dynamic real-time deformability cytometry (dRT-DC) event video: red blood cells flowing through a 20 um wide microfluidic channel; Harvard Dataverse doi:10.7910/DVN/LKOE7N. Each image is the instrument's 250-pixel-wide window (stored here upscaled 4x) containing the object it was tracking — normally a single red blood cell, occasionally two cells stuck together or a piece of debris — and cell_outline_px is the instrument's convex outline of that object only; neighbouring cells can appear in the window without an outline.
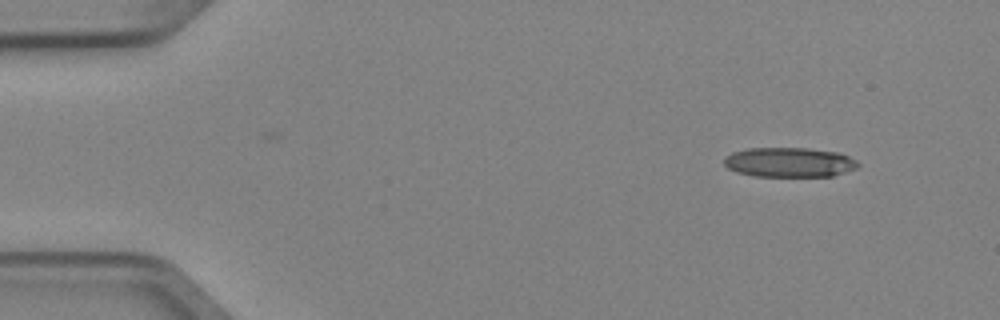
{"species": "Egyptian fruit bat (a non-hibernating species)", "species_latin": "Rousettus aegyptiacus", "temperature_condition": "cold", "stored_images_in_passage": 4, "camera_frame_rate_fps": 3000, "um_per_image_px": 0.085, "animal": {"sex": "female"}, "frame": {"image": 1, "passage_image": 1, "time_ms": 0.0, "image_size_px": [1000, 320], "cell_outline_px": [[860, 164], [856, 168], [832, 176], [756, 176], [736, 172], [728, 168], [724, 164], [724, 156], [732, 152], [748, 148], [808, 148], [840, 152], [856, 160]], "centroid_in_image_um": [67.08, 13.78], "position_along_channel_um": 17.9, "area_um2": 23.24}}
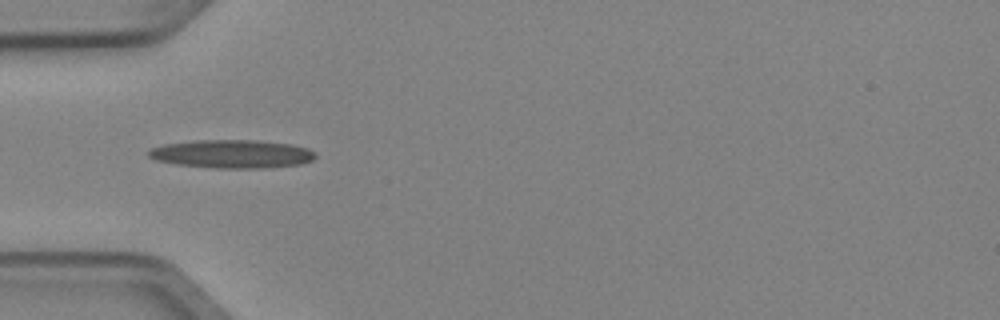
{"frame": {"image": 2, "passage_image": 4, "time_ms": 1.0, "image_size_px": [1000, 320], "cell_outline_px": [[316, 156], [312, 160], [300, 164], [260, 168], [216, 168], [176, 164], [156, 160], [148, 156], [148, 152], [152, 148], [164, 144], [196, 140], [256, 140], [292, 144], [308, 148], [316, 152]], "centroid_in_image_um": [19.74, 13.08], "position_along_channel_um": 65.3, "area_um2": 27.51}}